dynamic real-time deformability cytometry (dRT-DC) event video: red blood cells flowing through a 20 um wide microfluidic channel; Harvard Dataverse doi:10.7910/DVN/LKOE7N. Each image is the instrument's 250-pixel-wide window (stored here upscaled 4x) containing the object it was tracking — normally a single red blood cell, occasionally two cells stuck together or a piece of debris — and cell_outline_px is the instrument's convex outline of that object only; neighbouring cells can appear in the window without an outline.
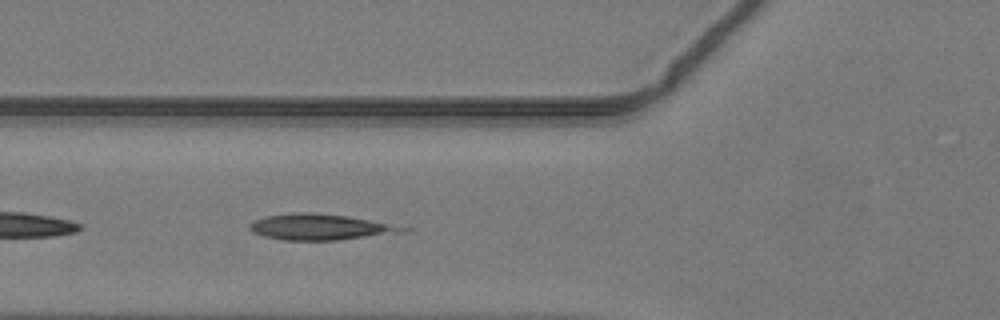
{"species": "common noctule bat (a hibernating species)", "species_latin": "Nyctalus noctula", "temperature_condition": "warm", "stored_images_in_passage": 36, "camera_frame_rate_fps": 3000, "um_per_image_px": 0.085, "animal": {"sex": "male", "body_mass_g": 19.2, "forearm_length_mm": 51.8}, "frame": {"image": 1, "passage_image": 10, "time_ms": 3.0, "image_size_px": [1000, 320], "cell_outline_px": [[412, 228], [404, 232], [336, 240], [284, 240], [264, 236], [252, 232], [248, 228], [248, 224], [256, 220], [268, 216], [292, 212], [312, 212], [348, 216]], "centroid_in_image_um": [27.19, 19.29], "position_along_channel_um": 98.6, "area_um2": 22.95}}
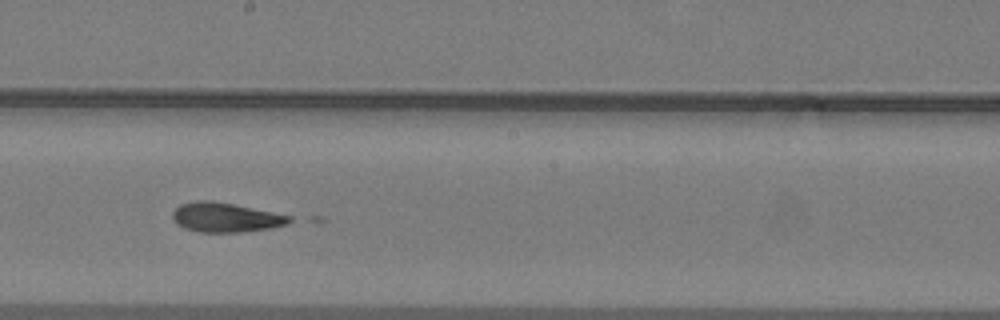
{"frame": {"image": 2, "passage_image": 19, "time_ms": 6.0, "image_size_px": [1000, 320], "cell_outline_px": [[296, 220], [288, 224], [272, 228], [240, 232], [200, 232], [184, 228], [176, 224], [172, 220], [172, 212], [180, 204], [192, 200], [212, 200], [292, 216]], "centroid_in_image_um": [19.17, 18.48], "position_along_channel_um": 229.0, "area_um2": 20.29}}
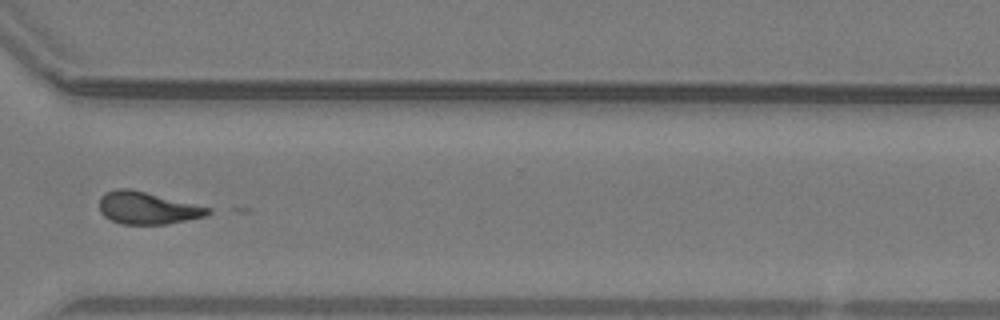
{"frame": {"image": 3, "passage_image": 28, "time_ms": 9.0, "image_size_px": [1000, 320], "cell_outline_px": [[212, 212], [204, 216], [168, 224], [124, 224], [112, 220], [104, 216], [100, 212], [100, 196], [104, 192], [116, 188], [128, 188], [212, 208]], "centroid_in_image_um": [12.5, 17.67], "position_along_channel_um": 358.1, "area_um2": 20.29}}